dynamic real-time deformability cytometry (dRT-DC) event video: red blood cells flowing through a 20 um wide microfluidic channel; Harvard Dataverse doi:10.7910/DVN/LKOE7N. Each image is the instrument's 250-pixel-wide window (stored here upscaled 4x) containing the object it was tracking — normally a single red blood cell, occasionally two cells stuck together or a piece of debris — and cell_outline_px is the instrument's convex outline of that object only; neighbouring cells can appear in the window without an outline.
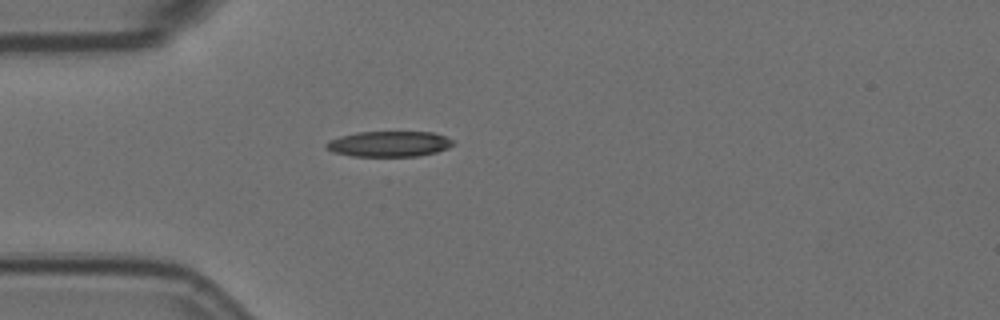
{"species": "Egyptian fruit bat (a non-hibernating species)", "species_latin": "Rousettus aegyptiacus", "temperature_condition": "room temperature", "stored_images_in_passage": 1, "camera_frame_rate_fps": 3000, "um_per_image_px": 0.085, "animal": {"sex": "female"}, "frame": {"image": 1, "passage_image": 1, "time_ms": 0.0, "image_size_px": [1000, 320], "cell_outline_px": [[456, 144], [448, 148], [436, 152], [416, 156], [352, 156], [332, 152], [324, 144], [328, 140], [340, 136], [356, 132], [432, 132], [444, 136], [452, 140]], "centroid_in_image_um": [33.06, 12.23], "position_along_channel_um": 51.9, "area_um2": 18.9}}